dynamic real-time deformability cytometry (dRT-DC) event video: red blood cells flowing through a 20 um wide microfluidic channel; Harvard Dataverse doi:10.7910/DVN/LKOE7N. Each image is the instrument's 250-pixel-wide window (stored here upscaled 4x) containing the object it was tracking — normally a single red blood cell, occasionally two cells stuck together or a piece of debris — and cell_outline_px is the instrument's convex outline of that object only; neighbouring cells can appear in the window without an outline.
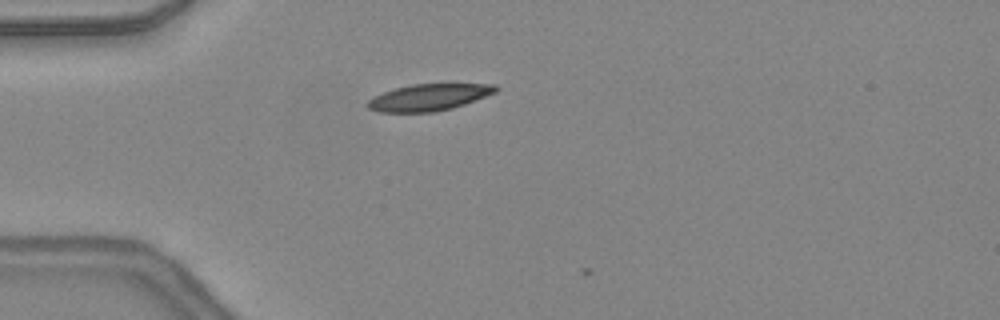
{"species": "common noctule bat (a hibernating species)", "species_latin": "Nyctalus noctula", "temperature_condition": "warm", "stored_images_in_passage": 4, "camera_frame_rate_fps": 3000, "um_per_image_px": 0.085, "animal": {"sex": "female", "body_mass_g": 24.6, "forearm_length_mm": 56.2}, "frame": {"image": 1, "passage_image": 2, "time_ms": 0.333, "image_size_px": [1000, 320], "cell_outline_px": [[500, 88], [496, 92], [464, 104], [452, 108], [436, 112], [380, 112], [368, 108], [364, 104], [368, 100], [384, 92], [396, 88], [412, 84], [496, 84]], "centroid_in_image_um": [36.46, 8.27], "position_along_channel_um": 48.5, "area_um2": 19.83}}